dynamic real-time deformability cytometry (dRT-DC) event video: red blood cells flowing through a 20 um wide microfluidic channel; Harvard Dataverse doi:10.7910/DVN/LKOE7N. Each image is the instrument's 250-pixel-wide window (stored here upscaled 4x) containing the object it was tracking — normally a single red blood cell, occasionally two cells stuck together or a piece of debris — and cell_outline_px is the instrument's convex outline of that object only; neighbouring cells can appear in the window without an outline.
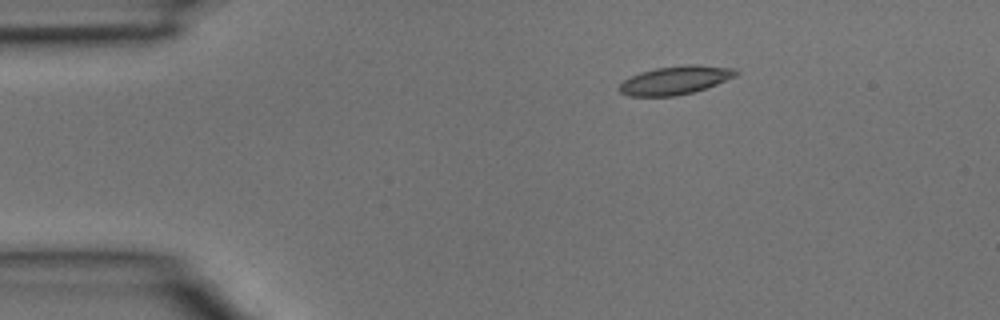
{"species": "common noctule bat (a hibernating species)", "species_latin": "Nyctalus noctula", "temperature_condition": "room temperature", "stored_images_in_passage": 2, "camera_frame_rate_fps": 3000, "um_per_image_px": 0.085, "animal": {"sex": "male", "body_mass_g": 15.6}, "frame": {"image": 1, "passage_image": 1, "time_ms": 0.0, "image_size_px": [1000, 320], "cell_outline_px": [[740, 72], [736, 76], [716, 84], [692, 92], [676, 96], [628, 96], [620, 92], [620, 84], [624, 80], [640, 72], [656, 68], [688, 64], [696, 64], [732, 68]], "centroid_in_image_um": [57.4, 6.81], "position_along_channel_um": 27.6, "area_um2": 19.13}}